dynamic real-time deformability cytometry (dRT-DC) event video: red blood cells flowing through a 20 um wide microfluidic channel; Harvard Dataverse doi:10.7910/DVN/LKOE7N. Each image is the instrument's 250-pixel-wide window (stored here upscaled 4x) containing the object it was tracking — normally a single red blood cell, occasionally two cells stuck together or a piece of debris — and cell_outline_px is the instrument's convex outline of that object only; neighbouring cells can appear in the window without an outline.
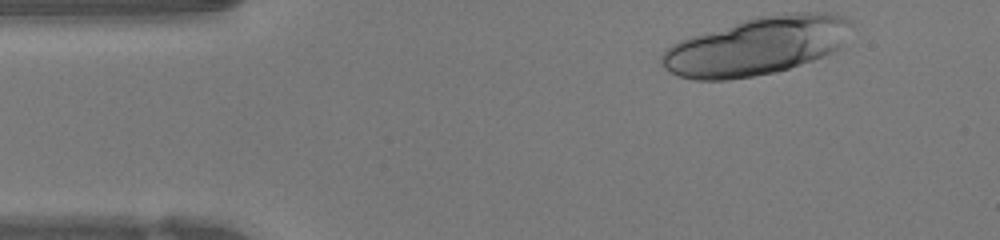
{"species": "human", "species_latin": "Homo sapiens", "temperature_condition": "warm", "stored_images_in_passage": 22, "segment_of_instrument_passage": [1, 2], "camera_frame_rate_fps": 3000, "um_per_image_px": 0.085, "donor": {"sex": "female"}, "frame": {"image": 1, "passage_image": 1, "time_ms": 0.0, "image_size_px": [1000, 240], "cell_outline_px": [[852, 24], [840, 48], [824, 56], [776, 72], [728, 80], [696, 80], [680, 76], [668, 72], [660, 64], [660, 56], [672, 44], [680, 40], [692, 36], [756, 16], [784, 12], [828, 12], [848, 16], [852, 20]], "centroid_in_image_um": [64.35, 3.9], "position_along_channel_um": 20.7, "area_um2": 64.27}}